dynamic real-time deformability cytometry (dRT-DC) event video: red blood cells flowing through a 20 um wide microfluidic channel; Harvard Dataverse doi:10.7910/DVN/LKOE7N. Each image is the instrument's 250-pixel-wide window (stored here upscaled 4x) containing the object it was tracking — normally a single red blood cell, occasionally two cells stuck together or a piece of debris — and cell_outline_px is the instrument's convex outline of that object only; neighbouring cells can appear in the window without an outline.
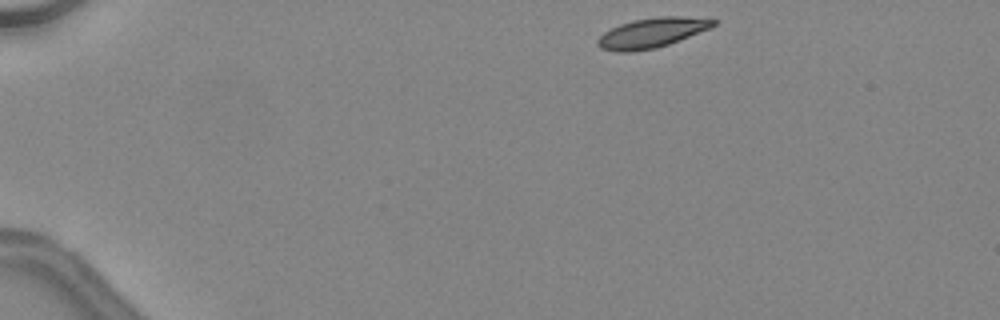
{"species": "common noctule bat (a hibernating species)", "species_latin": "Nyctalus noctula", "temperature_condition": "warm", "stored_images_in_passage": 39, "camera_frame_rate_fps": 3000, "um_per_image_px": 0.085, "animal": {"sex": "female", "body_mass_g": 24.6, "forearm_length_mm": 56.2}, "frame": {"image": 1, "passage_image": 1, "time_ms": 0.0, "image_size_px": [1000, 320], "cell_outline_px": [[720, 20], [712, 28], [680, 40], [656, 48], [632, 52], [616, 52], [600, 48], [596, 44], [596, 40], [604, 32], [620, 24], [632, 20], [660, 16], [680, 16]], "centroid_in_image_um": [55.42, 2.79], "position_along_channel_um": 29.6, "area_um2": 20.29}}
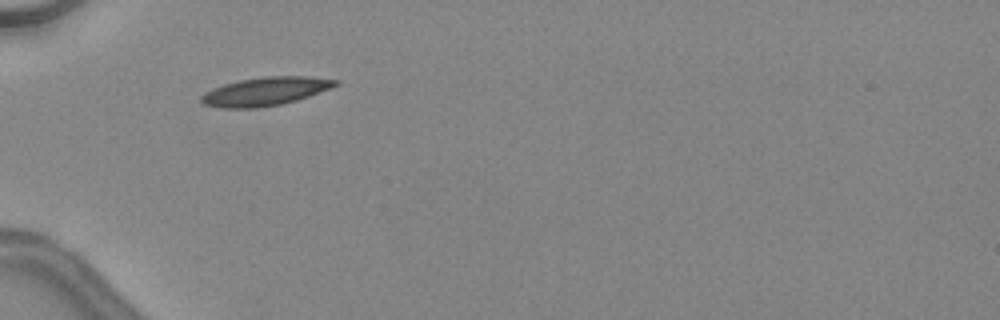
{"frame": {"image": 2, "passage_image": 9, "time_ms": 2.667, "image_size_px": [1000, 320], "cell_outline_px": [[340, 84], [332, 88], [296, 100], [280, 104], [256, 108], [220, 108], [204, 104], [200, 100], [200, 96], [204, 92], [212, 88], [224, 84], [240, 80], [264, 76], [308, 76], [340, 80]], "centroid_in_image_um": [22.56, 7.76], "position_along_channel_um": 62.4, "area_um2": 22.31}}
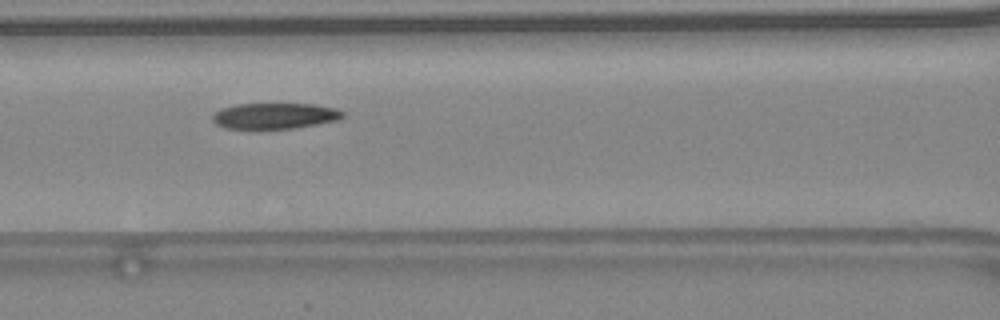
{"frame": {"image": 3, "passage_image": 15, "time_ms": 4.667, "image_size_px": [1000, 320], "cell_outline_px": [[344, 116], [336, 120], [316, 124], [292, 128], [224, 128], [216, 124], [212, 120], [212, 116], [220, 108], [236, 104], [312, 104], [336, 108], [344, 112]], "centroid_in_image_um": [23.33, 9.84], "position_along_channel_um": 143.3, "area_um2": 19.42}, "authors_computed_cell_mechanics": {"area_um2": 20.2878, "velocity_mm_per_s": 4.5109, "shape_relaxation_time_tau1_ms": 6.735, "shape_relaxation_time_tau2_ms": 5.5452, "deformation_change_tau1": 0.1703, "deformation_change_tau2": 0.1386}}